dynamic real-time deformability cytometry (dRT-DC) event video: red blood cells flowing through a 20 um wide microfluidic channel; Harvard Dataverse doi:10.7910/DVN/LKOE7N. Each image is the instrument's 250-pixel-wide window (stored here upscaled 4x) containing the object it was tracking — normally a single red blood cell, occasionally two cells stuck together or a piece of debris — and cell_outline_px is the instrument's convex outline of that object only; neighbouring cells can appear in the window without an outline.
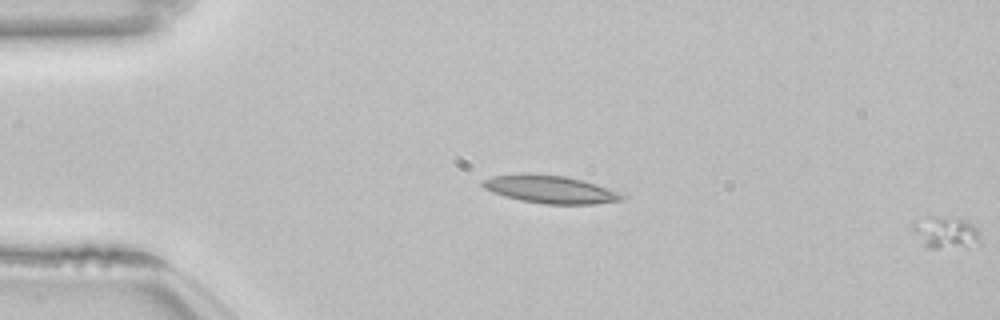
{"species": "common noctule bat (a hibernating species)", "species_latin": "Nyctalus noctula", "temperature_condition": "room temperature", "stored_images_in_passage": 11, "segment_of_instrument_passage": [2, 2], "camera_frame_rate_fps": 3000, "um_per_image_px": 0.085, "animal": {"sex": "female", "body_mass_g": 22.7, "forearm_length_mm": 54.2}, "frame": {"image": 1, "passage_image": 11, "time_ms": 3.333, "image_size_px": [1000, 320], "cell_outline_px": [[980, 244], [968, 248], [928, 248], [924, 244], [912, 228], [912, 224], [928, 216], [936, 216], [968, 220], [976, 228], [980, 236]], "centroid_in_image_um": [80.46, 19.78], "position_along_channel_um": 4.5, "area_um2": 12.6}}